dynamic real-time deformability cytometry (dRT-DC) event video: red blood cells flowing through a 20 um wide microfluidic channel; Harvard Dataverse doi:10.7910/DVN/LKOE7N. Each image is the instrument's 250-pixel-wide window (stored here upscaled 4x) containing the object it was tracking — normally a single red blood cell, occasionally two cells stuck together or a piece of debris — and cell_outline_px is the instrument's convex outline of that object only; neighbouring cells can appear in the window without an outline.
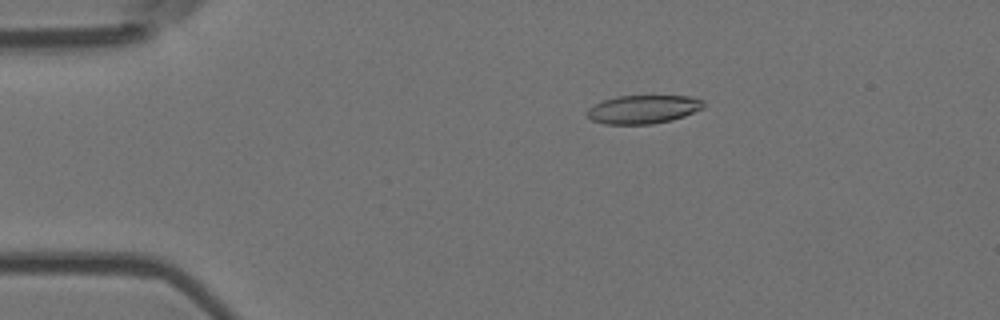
{"species": "Egyptian fruit bat (a non-hibernating species)", "species_latin": "Rousettus aegyptiacus", "temperature_condition": "room temperature", "stored_images_in_passage": 4, "camera_frame_rate_fps": 3000, "um_per_image_px": 0.085, "animal": {"sex": "female"}, "frame": {"image": 1, "passage_image": 3, "time_ms": 0.667, "image_size_px": [1000, 320], "cell_outline_px": [[704, 108], [684, 116], [672, 120], [652, 124], [604, 124], [592, 120], [588, 116], [588, 108], [604, 100], [620, 96], [692, 96], [704, 100]], "centroid_in_image_um": [54.72, 9.29], "position_along_channel_um": 30.3, "area_um2": 19.25}}